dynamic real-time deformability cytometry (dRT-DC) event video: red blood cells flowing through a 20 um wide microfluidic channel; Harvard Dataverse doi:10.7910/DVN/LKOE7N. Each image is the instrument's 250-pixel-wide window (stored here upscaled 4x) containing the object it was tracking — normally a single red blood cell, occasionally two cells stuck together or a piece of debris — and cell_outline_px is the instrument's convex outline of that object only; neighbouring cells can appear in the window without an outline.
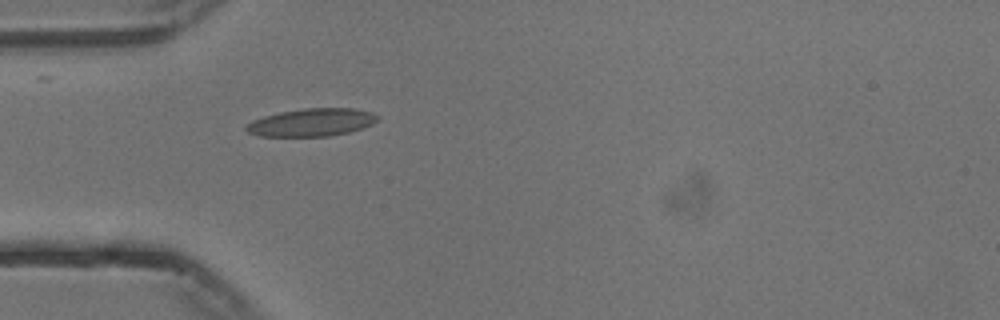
{"species": "common noctule bat (a hibernating species)", "species_latin": "Nyctalus noctula", "temperature_condition": "cold", "stored_images_in_passage": 39, "camera_frame_rate_fps": 3000, "um_per_image_px": 0.085, "animal": {"sex": "male", "body_mass_g": 13.3}, "frame": {"image": 1, "passage_image": 1, "time_ms": 0.0, "image_size_px": [1000, 320], "cell_outline_px": [[380, 116], [372, 124], [348, 132], [328, 136], [260, 136], [248, 132], [244, 128], [252, 120], [264, 116], [280, 112], [304, 108], [356, 108], [372, 112]], "centroid_in_image_um": [26.49, 10.39], "position_along_channel_um": 58.5, "area_um2": 21.15}}
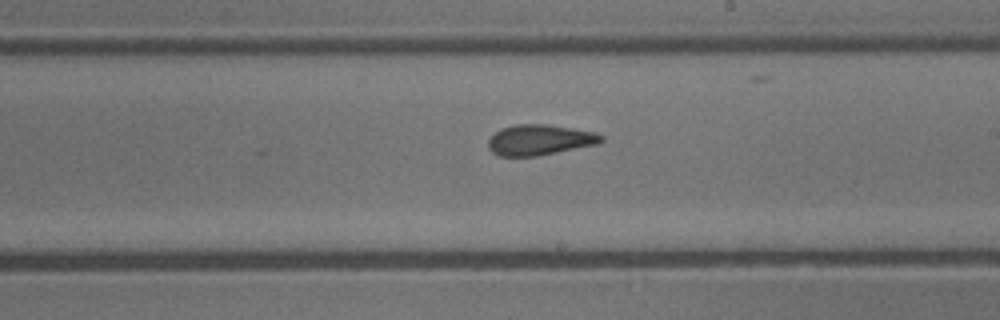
{"frame": {"image": 2, "passage_image": 16, "time_ms": 5.0, "image_size_px": [1000, 320], "cell_outline_px": [[604, 140], [600, 144], [536, 156], [500, 156], [492, 152], [488, 148], [488, 140], [496, 132], [504, 128], [516, 124], [548, 124], [596, 132], [604, 136]], "centroid_in_image_um": [45.92, 11.89], "position_along_channel_um": 243.1, "area_um2": 20.17}}
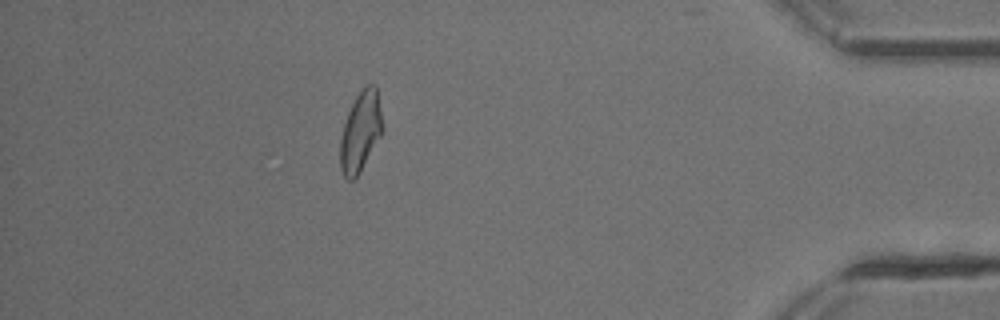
{"frame": {"image": 3, "passage_image": 33, "time_ms": 10.667, "image_size_px": [1000, 320], "cell_outline_px": [[384, 132], [360, 172], [352, 180], [348, 180], [344, 176], [340, 168], [340, 140], [344, 124], [348, 112], [356, 96], [364, 84], [376, 84], [384, 128]], "centroid_in_image_um": [30.67, 11.17], "position_along_channel_um": 404.5, "area_um2": 20.0}, "authors_computed_cell_mechanics": {"area_um2": 19.7098, "velocity_mm_per_s": 3.7409, "shape_relaxation_time_tau1_ms": null, "shape_relaxation_time_tau2_ms": 1.445, "deformation_change_tau1": null, "deformation_change_tau2": 0.0821}}